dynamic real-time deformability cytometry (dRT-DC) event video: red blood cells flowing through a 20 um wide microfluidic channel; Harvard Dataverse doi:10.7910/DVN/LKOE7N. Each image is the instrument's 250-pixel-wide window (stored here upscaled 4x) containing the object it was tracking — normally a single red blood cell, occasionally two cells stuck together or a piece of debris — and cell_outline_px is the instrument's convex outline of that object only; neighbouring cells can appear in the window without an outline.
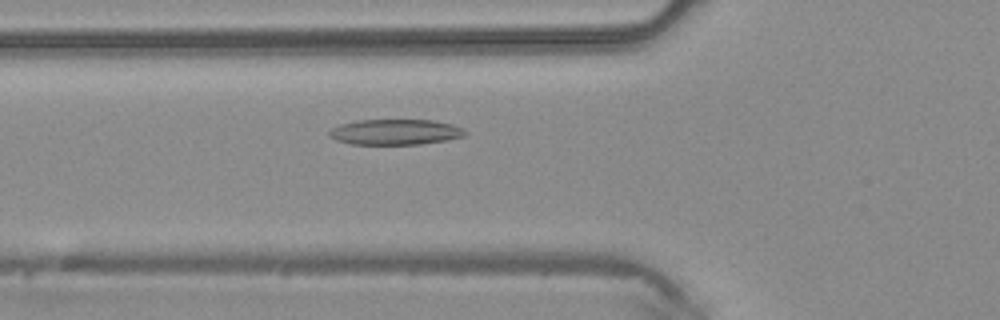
{"species": "common noctule bat (a hibernating species)", "species_latin": "Nyctalus noctula", "temperature_condition": "warm", "stored_images_in_passage": 34, "camera_frame_rate_fps": 3000, "um_per_image_px": 0.085, "animal": {"sex": "male", "body_mass_g": 20.4}, "frame": {"image": 1, "passage_image": 5, "time_ms": 1.333, "image_size_px": [1000, 320], "cell_outline_px": [[468, 132], [464, 136], [448, 140], [420, 144], [352, 144], [336, 140], [328, 136], [328, 132], [332, 128], [340, 124], [356, 120], [432, 120], [452, 124], [464, 128]], "centroid_in_image_um": [33.61, 11.22], "position_along_channel_um": 92.2, "area_um2": 20.35}}
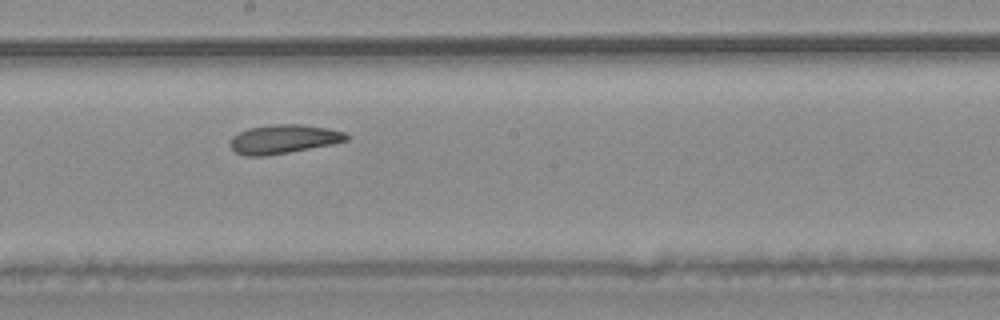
{"frame": {"image": 2, "passage_image": 14, "time_ms": 4.333, "image_size_px": [1000, 320], "cell_outline_px": [[352, 136], [348, 140], [332, 144], [288, 152], [264, 156], [244, 156], [236, 152], [228, 144], [232, 136], [248, 128], [272, 124], [300, 124], [328, 128], [344, 132]], "centroid_in_image_um": [24.1, 11.82], "position_along_channel_um": 224.1, "area_um2": 19.65}}
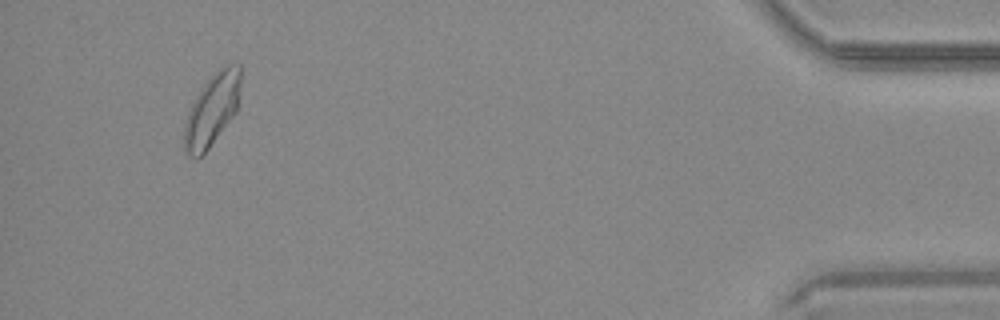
{"frame": {"image": 3, "passage_image": 32, "time_ms": 10.333, "image_size_px": [1000, 320], "cell_outline_px": [[240, 84], [236, 112], [208, 148], [196, 160], [188, 156], [184, 152], [184, 124], [188, 112], [196, 96], [204, 84], [220, 68], [228, 64], [240, 64]], "centroid_in_image_um": [18.0, 9.36], "position_along_channel_um": 417.2, "area_um2": 23.29}}